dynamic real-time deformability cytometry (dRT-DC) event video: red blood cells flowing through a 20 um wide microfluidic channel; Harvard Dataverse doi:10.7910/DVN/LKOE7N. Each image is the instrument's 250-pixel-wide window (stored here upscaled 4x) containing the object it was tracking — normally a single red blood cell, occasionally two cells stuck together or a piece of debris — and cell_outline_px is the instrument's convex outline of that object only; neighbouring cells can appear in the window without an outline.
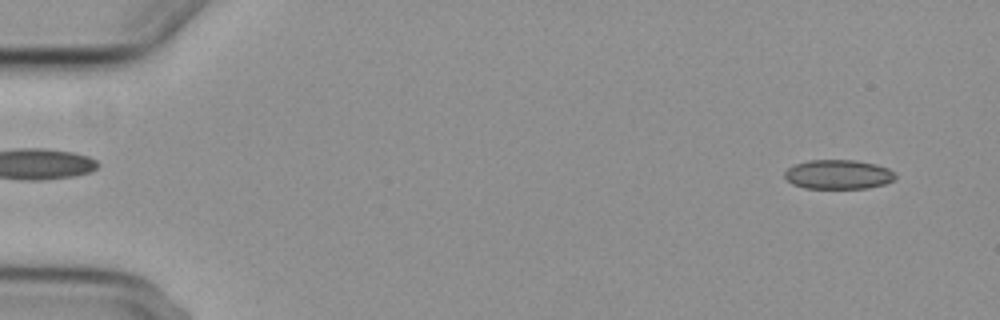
{"species": "common noctule bat (a hibernating species)", "species_latin": "Nyctalus noctula", "temperature_condition": "cold", "stored_images_in_passage": 9, "camera_frame_rate_fps": 3000, "um_per_image_px": 0.085, "animal": {"sex": "female", "body_mass_g": 29.2, "forearm_length_mm": 56.3}, "frame": {"image": 1, "passage_image": 2, "time_ms": 1.0, "image_size_px": [1000, 320], "cell_outline_px": [[896, 176], [892, 180], [884, 184], [868, 188], [804, 188], [792, 184], [784, 176], [784, 172], [788, 168], [796, 164], [808, 160], [856, 160], [876, 164], [888, 168]], "centroid_in_image_um": [71.23, 14.82], "position_along_channel_um": 13.8, "area_um2": 18.84}}
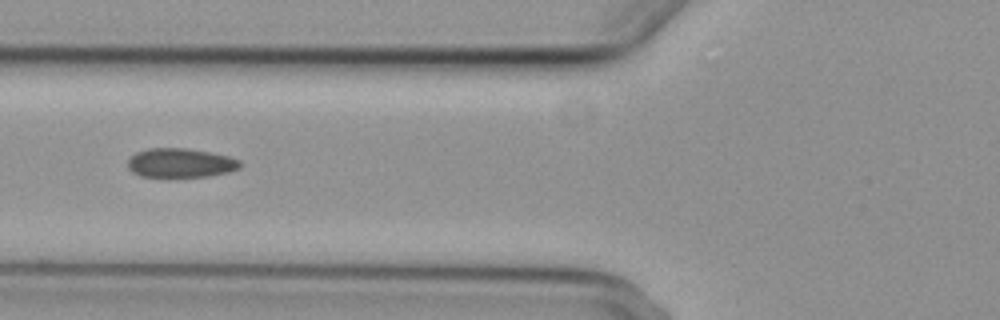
{"frame": {"image": 2, "passage_image": 7, "time_ms": 7.0, "image_size_px": [1000, 320], "cell_outline_px": [[240, 168], [228, 172], [208, 176], [172, 180], [168, 180], [140, 176], [132, 172], [128, 168], [128, 160], [136, 152], [148, 148], [188, 148], [228, 156], [240, 160]], "centroid_in_image_um": [15.29, 13.9], "position_along_channel_um": 110.5, "area_um2": 19.94}}
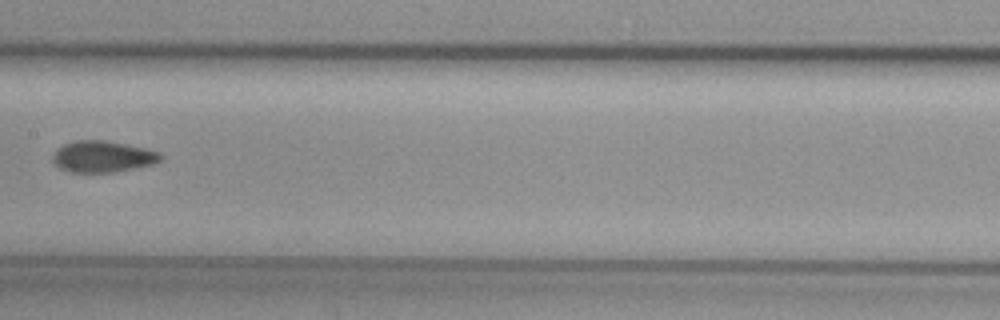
{"frame": {"image": 3, "passage_image": 9, "time_ms": 9.333, "image_size_px": [1000, 320], "cell_outline_px": [[164, 156], [156, 164], [116, 172], [68, 172], [60, 168], [52, 160], [52, 156], [64, 144], [76, 140], [104, 140], [144, 148], [160, 152]], "centroid_in_image_um": [8.77, 13.32], "position_along_channel_um": 198.6, "area_um2": 19.71}}